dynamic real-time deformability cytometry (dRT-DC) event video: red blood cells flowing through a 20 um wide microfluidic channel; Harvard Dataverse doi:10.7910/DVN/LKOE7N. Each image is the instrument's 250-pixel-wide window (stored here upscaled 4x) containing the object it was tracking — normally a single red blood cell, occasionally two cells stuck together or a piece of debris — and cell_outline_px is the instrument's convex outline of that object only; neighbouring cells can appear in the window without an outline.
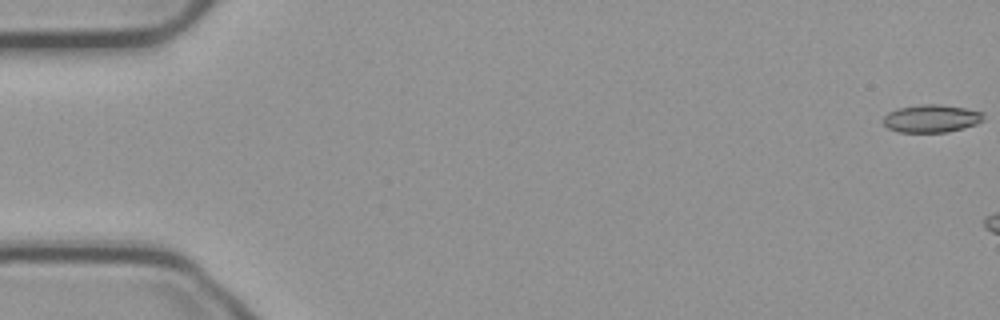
{"species": "common noctule bat (a hibernating species)", "species_latin": "Nyctalus noctula", "temperature_condition": "cold", "stored_images_in_passage": 6, "camera_frame_rate_fps": 3000, "um_per_image_px": 0.085, "animal": {"sex": "male", "body_mass_g": 23.1, "forearm_length_mm": 52.7}, "frame": {"image": 1, "passage_image": 1, "time_ms": 0.0, "image_size_px": [1000, 320], "cell_outline_px": [[984, 120], [976, 124], [964, 128], [948, 132], [900, 132], [888, 128], [884, 124], [884, 116], [888, 112], [896, 108], [920, 104], [940, 104], [964, 108], [984, 112]], "centroid_in_image_um": [79.18, 10.07], "position_along_channel_um": 5.8, "area_um2": 16.36}}